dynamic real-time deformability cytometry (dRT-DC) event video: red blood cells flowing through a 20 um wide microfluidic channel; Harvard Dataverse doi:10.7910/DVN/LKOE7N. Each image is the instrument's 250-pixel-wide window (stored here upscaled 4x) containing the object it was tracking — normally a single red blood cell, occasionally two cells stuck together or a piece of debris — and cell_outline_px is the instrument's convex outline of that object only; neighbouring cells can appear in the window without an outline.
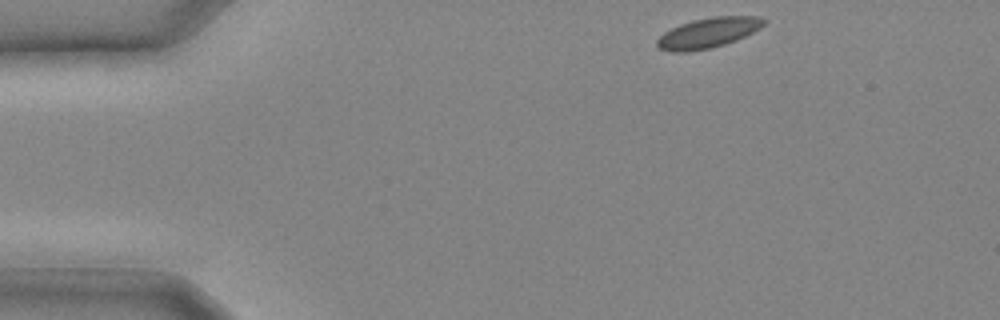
{"species": "common noctule bat (a hibernating species)", "species_latin": "Nyctalus noctula", "temperature_condition": "cold", "stored_images_in_passage": 18, "camera_frame_rate_fps": 3000, "um_per_image_px": 0.085, "animal": {"sex": "male", "body_mass_g": 20.4}, "frame": {"image": 1, "passage_image": 1, "time_ms": 0.0, "image_size_px": [1000, 320], "cell_outline_px": [[768, 20], [760, 28], [736, 40], [712, 48], [688, 52], [672, 52], [660, 48], [656, 44], [656, 40], [664, 32], [680, 24], [692, 20], [712, 16], [756, 16]], "centroid_in_image_um": [60.18, 2.79], "position_along_channel_um": 24.8, "area_um2": 18.79}}
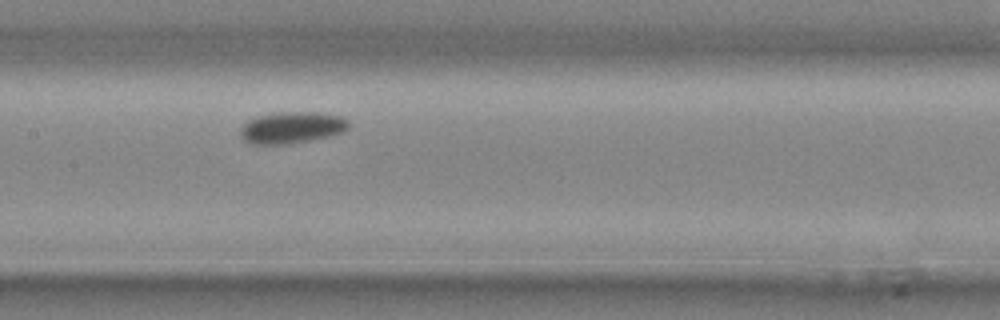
{"frame": {"image": 2, "passage_image": 11, "time_ms": 3.333, "image_size_px": [1000, 320], "cell_outline_px": [[348, 128], [344, 132], [328, 136], [288, 144], [252, 144], [244, 140], [240, 136], [240, 128], [248, 120], [256, 116], [272, 112], [316, 112], [340, 116], [348, 120]], "centroid_in_image_um": [24.76, 10.83], "position_along_channel_um": 182.6, "area_um2": 20.0}}
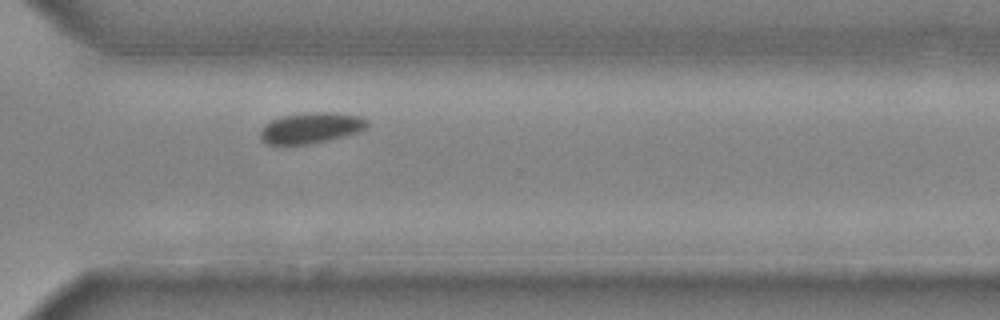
{"frame": {"image": 3, "passage_image": 18, "time_ms": 5.667, "image_size_px": [1000, 320], "cell_outline_px": [[368, 128], [356, 132], [328, 140], [308, 144], [284, 148], [268, 144], [260, 136], [260, 132], [264, 124], [272, 120], [284, 116], [304, 112], [332, 112], [360, 116], [368, 120]], "centroid_in_image_um": [26.39, 10.9], "position_along_channel_um": 344.2, "area_um2": 19.59}}